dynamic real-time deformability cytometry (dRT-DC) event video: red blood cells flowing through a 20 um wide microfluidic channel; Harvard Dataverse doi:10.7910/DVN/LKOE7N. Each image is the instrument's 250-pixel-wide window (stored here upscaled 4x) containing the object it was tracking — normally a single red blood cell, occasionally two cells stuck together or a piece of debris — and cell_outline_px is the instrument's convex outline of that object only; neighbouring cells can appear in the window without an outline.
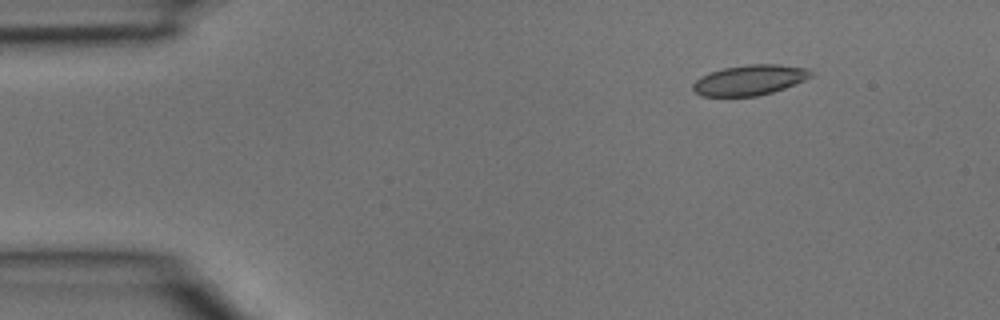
{"species": "common noctule bat (a hibernating species)", "species_latin": "Nyctalus noctula", "temperature_condition": "room temperature", "stored_images_in_passage": 4, "camera_frame_rate_fps": 3000, "um_per_image_px": 0.085, "animal": {"sex": "male", "body_mass_g": 15.6}, "frame": {"image": 1, "passage_image": 1, "time_ms": 0.0, "image_size_px": [1000, 320], "cell_outline_px": [[812, 76], [804, 80], [784, 88], [772, 92], [756, 96], [700, 96], [692, 88], [692, 84], [700, 76], [724, 68], [748, 64], [776, 64], [808, 68], [812, 72]], "centroid_in_image_um": [63.71, 6.8], "position_along_channel_um": 21.3, "area_um2": 20.69}}
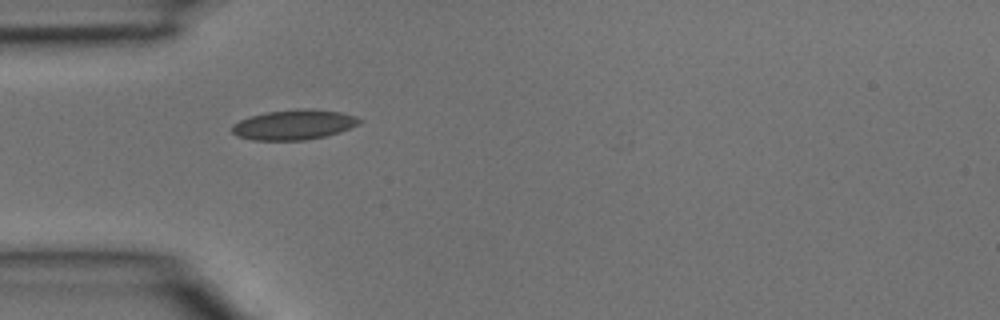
{"frame": {"image": 2, "passage_image": 3, "time_ms": 0.667, "image_size_px": [1000, 320], "cell_outline_px": [[364, 120], [340, 132], [324, 136], [304, 140], [252, 140], [236, 136], [232, 132], [232, 124], [240, 120], [252, 116], [268, 112], [308, 108], [340, 112], [356, 116]], "centroid_in_image_um": [24.97, 10.6], "position_along_channel_um": 60.0, "area_um2": 22.02}}